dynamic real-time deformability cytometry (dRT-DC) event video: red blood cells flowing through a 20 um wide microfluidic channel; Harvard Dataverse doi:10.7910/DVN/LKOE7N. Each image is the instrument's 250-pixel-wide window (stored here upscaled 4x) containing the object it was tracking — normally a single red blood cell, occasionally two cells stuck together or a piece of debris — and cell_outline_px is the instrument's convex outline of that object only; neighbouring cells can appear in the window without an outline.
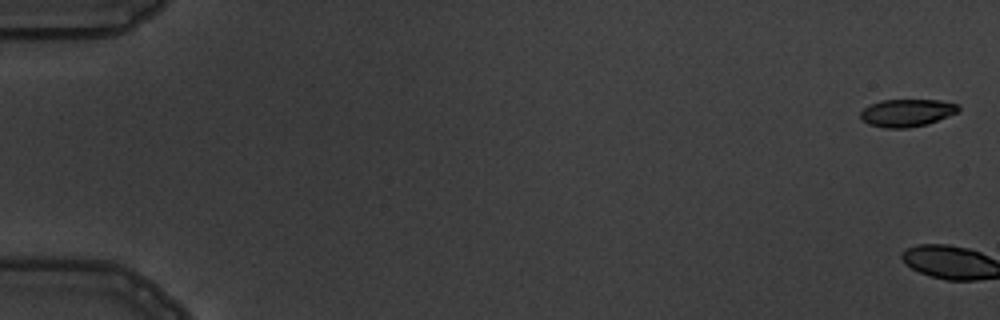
{"species": "common noctule bat (a hibernating species)", "species_latin": "Nyctalus noctula", "temperature_condition": "warm", "stored_images_in_passage": 9, "camera_frame_rate_fps": 3000, "um_per_image_px": 0.085, "animal": {"sex": "male", "body_mass_g": 19.5, "forearm_length_mm": 54.6}, "frame": {"image": 1, "passage_image": 1, "time_ms": 0.0, "image_size_px": [1000, 320], "cell_outline_px": [[960, 108], [956, 112], [948, 116], [928, 124], [908, 128], [884, 128], [868, 124], [860, 120], [860, 112], [868, 104], [880, 100], [940, 100], [960, 104]], "centroid_in_image_um": [77.05, 9.59], "position_along_channel_um": 8.0, "area_um2": 15.95}}
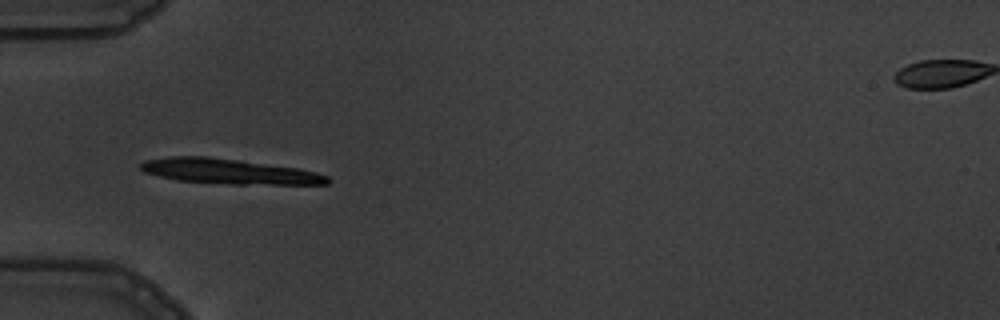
{"frame": {"image": 2, "passage_image": 6, "time_ms": 6.667, "image_size_px": [1000, 320], "cell_outline_px": [[332, 180], [328, 184], [232, 184], [176, 180], [144, 172], [140, 168], [140, 164], [144, 160], [168, 156], [208, 156], [240, 160], [300, 168], [316, 172], [328, 176]], "centroid_in_image_um": [19.48, 14.56], "position_along_channel_um": 65.5, "area_um2": 27.46}}